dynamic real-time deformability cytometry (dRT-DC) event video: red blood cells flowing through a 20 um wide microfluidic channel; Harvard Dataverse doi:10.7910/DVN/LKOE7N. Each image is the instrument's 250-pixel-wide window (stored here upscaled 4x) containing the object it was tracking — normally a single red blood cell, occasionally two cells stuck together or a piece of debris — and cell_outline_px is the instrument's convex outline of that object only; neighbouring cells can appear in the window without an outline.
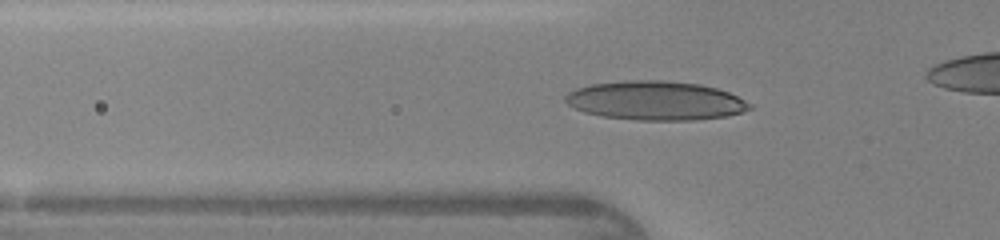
{"species": "human", "species_latin": "Homo sapiens", "temperature_condition": "warm", "stored_images_in_passage": 33, "camera_frame_rate_fps": 3000, "um_per_image_px": 0.085, "donor": {"sex": "female"}, "frame": {"image": 1, "passage_image": 11, "time_ms": 3.333, "image_size_px": [1000, 240], "cell_outline_px": [[752, 108], [744, 112], [728, 116], [692, 120], [636, 120], [600, 116], [584, 112], [568, 104], [564, 100], [564, 96], [568, 92], [576, 88], [592, 84], [628, 80], [660, 80], [700, 84], [716, 88], [728, 92], [752, 104]], "centroid_in_image_um": [55.72, 8.56], "position_along_channel_um": 70.1, "area_um2": 41.96}}
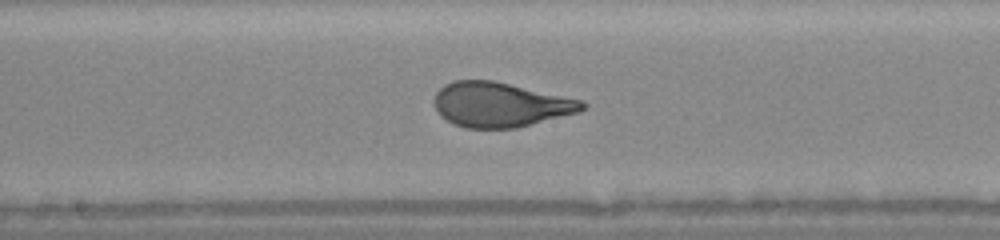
{"frame": {"image": 2, "passage_image": 20, "time_ms": 6.333, "image_size_px": [1000, 240], "cell_outline_px": [[588, 104], [580, 112], [516, 128], [464, 128], [440, 116], [432, 100], [436, 92], [444, 84], [452, 80], [492, 80], [584, 100]], "centroid_in_image_um": [42.52, 8.89], "position_along_channel_um": 205.7, "area_um2": 38.73}}
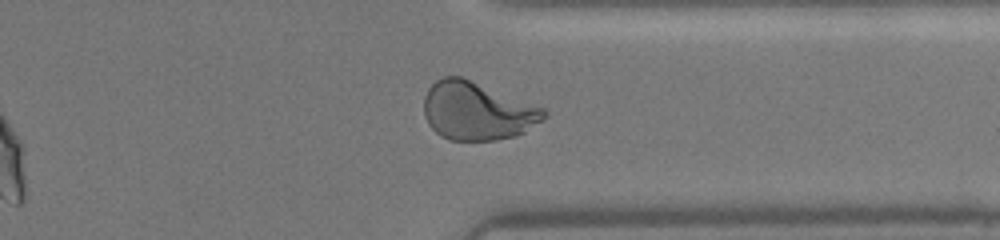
{"frame": {"image": 3, "passage_image": 31, "time_ms": 10.0, "image_size_px": [1000, 240], "cell_outline_px": [[548, 116], [544, 120], [524, 132], [516, 136], [496, 140], [448, 140], [440, 136], [428, 124], [424, 116], [424, 96], [428, 88], [436, 80], [444, 76], [460, 76], [544, 108], [548, 112]], "centroid_in_image_um": [40.55, 9.45], "position_along_channel_um": 370.8, "area_um2": 40.75}}